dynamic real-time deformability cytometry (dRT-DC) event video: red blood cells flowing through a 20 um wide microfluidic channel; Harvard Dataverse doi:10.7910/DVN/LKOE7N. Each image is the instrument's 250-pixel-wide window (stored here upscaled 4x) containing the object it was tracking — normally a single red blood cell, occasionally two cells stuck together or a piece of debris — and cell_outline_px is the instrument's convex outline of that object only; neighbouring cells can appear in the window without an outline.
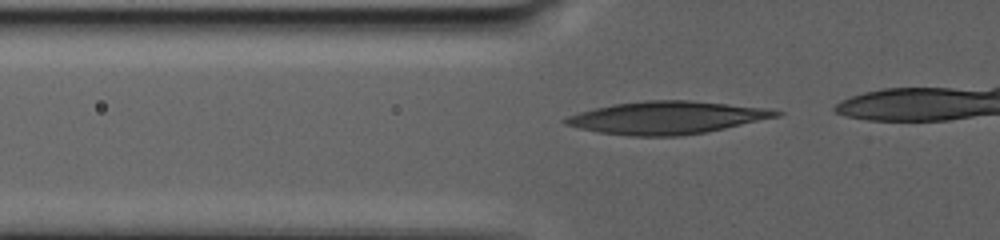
{"species": "human", "species_latin": "Homo sapiens", "temperature_condition": "warm", "stored_images_in_passage": 62, "camera_frame_rate_fps": 3000, "um_per_image_px": 0.085, "donor": {"sex": "male"}, "frame": {"image": 1, "passage_image": 3, "time_ms": 0.333, "image_size_px": [1000, 240], "cell_outline_px": [[784, 112], [780, 116], [724, 128], [704, 132], [680, 136], [632, 136], [600, 132], [580, 128], [564, 124], [560, 120], [568, 116], [580, 112], [612, 104], [644, 100], [688, 100], [768, 108]], "centroid_in_image_um": [56.67, 9.99], "position_along_channel_um": 69.1, "area_um2": 39.82}}
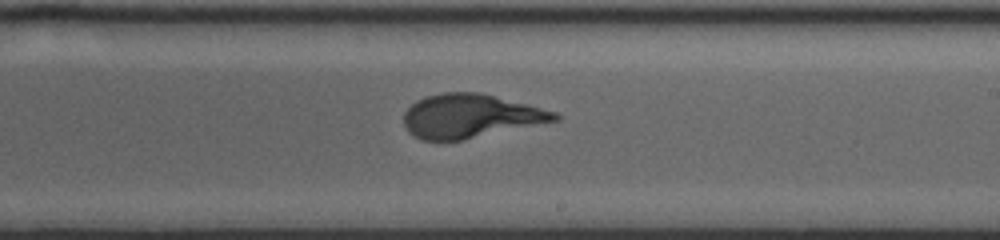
{"frame": {"image": 2, "passage_image": 35, "time_ms": 8.667, "image_size_px": [1000, 240], "cell_outline_px": [[560, 120], [464, 140], [424, 140], [412, 136], [408, 132], [404, 124], [404, 112], [416, 100], [428, 96], [444, 92], [480, 92], [556, 112], [560, 116]], "centroid_in_image_um": [39.97, 9.87], "position_along_channel_um": 249.0, "area_um2": 38.38}}
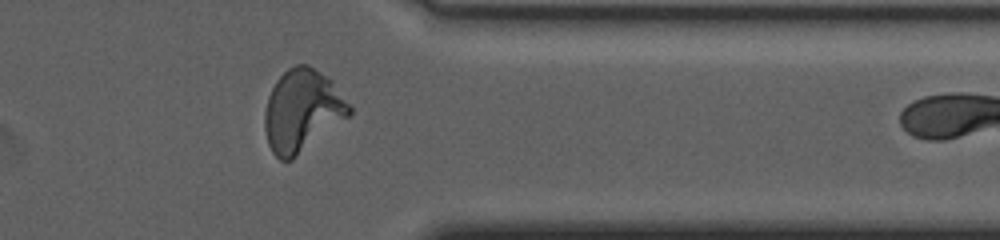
{"frame": {"image": 3, "passage_image": 58, "time_ms": 15.0, "image_size_px": [1000, 240], "cell_outline_px": [[352, 112], [348, 116], [292, 160], [280, 160], [272, 152], [268, 144], [264, 128], [264, 112], [268, 96], [276, 80], [288, 68], [296, 64], [308, 64], [332, 80], [352, 104]], "centroid_in_image_um": [25.69, 9.39], "position_along_channel_um": 385.7, "area_um2": 40.58}}